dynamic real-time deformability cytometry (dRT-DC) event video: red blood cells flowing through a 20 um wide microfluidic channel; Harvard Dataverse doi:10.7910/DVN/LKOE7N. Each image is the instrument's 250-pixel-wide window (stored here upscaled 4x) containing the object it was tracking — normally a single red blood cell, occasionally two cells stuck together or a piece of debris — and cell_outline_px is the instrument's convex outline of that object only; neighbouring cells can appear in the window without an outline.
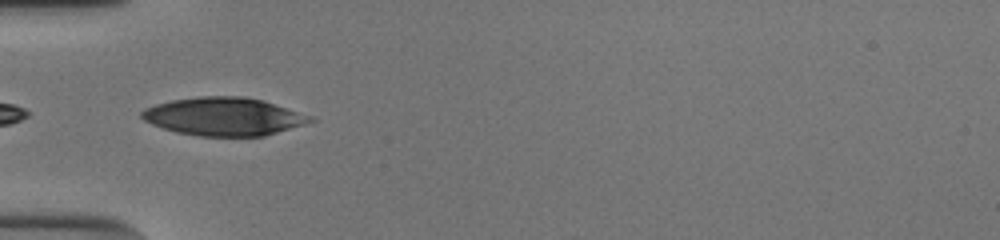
{"species": "human", "species_latin": "Homo sapiens", "temperature_condition": "cold", "stored_images_in_passage": 5, "camera_frame_rate_fps": 3000, "um_per_image_px": 0.085, "donor": {"sex": "male"}, "frame": {"image": 1, "passage_image": 1, "time_ms": 0.0, "image_size_px": [1000, 240], "cell_outline_px": [[316, 120], [304, 124], [264, 136], [200, 136], [176, 132], [152, 124], [144, 120], [140, 116], [140, 112], [144, 108], [156, 104], [172, 100], [200, 96], [244, 96], [264, 100], [312, 116]], "centroid_in_image_um": [19.02, 9.89], "position_along_channel_um": 66.0, "area_um2": 37.4}}